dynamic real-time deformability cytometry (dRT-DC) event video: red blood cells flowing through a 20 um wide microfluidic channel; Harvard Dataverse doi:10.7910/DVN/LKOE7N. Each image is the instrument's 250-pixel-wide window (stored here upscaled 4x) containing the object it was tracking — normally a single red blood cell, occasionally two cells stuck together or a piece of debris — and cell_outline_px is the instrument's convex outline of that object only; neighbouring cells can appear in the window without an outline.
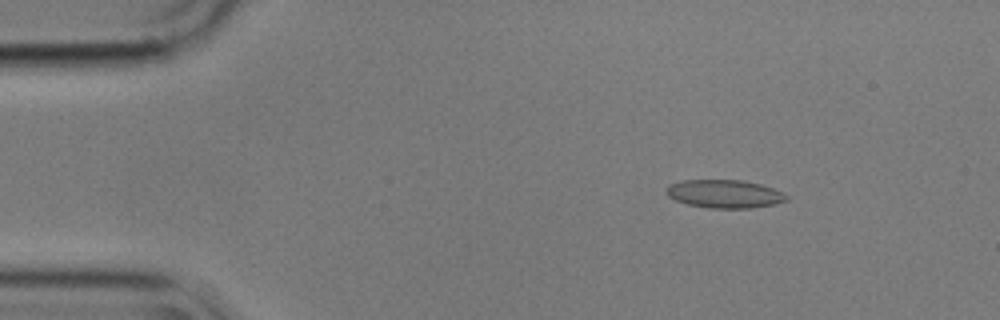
{"species": "common noctule bat (a hibernating species)", "species_latin": "Nyctalus noctula", "temperature_condition": "cold", "stored_images_in_passage": 5, "camera_frame_rate_fps": 3000, "um_per_image_px": 0.085, "animal": {"sex": "male", "body_mass_g": 17.9}, "frame": {"image": 1, "passage_image": 3, "time_ms": 0.667, "image_size_px": [1000, 320], "cell_outline_px": [[788, 200], [776, 204], [748, 208], [708, 208], [688, 204], [676, 200], [668, 196], [664, 192], [664, 188], [668, 184], [680, 180], [740, 180], [760, 184], [784, 192], [788, 196]], "centroid_in_image_um": [61.55, 16.47], "position_along_channel_um": 23.4, "area_um2": 19.94}}
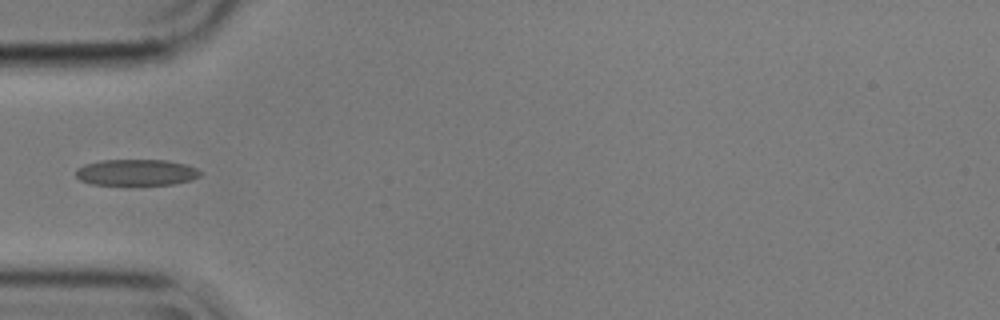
{"frame": {"image": 2, "passage_image": 5, "time_ms": 1.333, "image_size_px": [1000, 320], "cell_outline_px": [[200, 176], [192, 180], [172, 184], [92, 184], [80, 180], [76, 176], [76, 168], [84, 164], [100, 160], [164, 160], [184, 164], [196, 168], [200, 172]], "centroid_in_image_um": [11.56, 14.65], "position_along_channel_um": 73.4, "area_um2": 18.84}}